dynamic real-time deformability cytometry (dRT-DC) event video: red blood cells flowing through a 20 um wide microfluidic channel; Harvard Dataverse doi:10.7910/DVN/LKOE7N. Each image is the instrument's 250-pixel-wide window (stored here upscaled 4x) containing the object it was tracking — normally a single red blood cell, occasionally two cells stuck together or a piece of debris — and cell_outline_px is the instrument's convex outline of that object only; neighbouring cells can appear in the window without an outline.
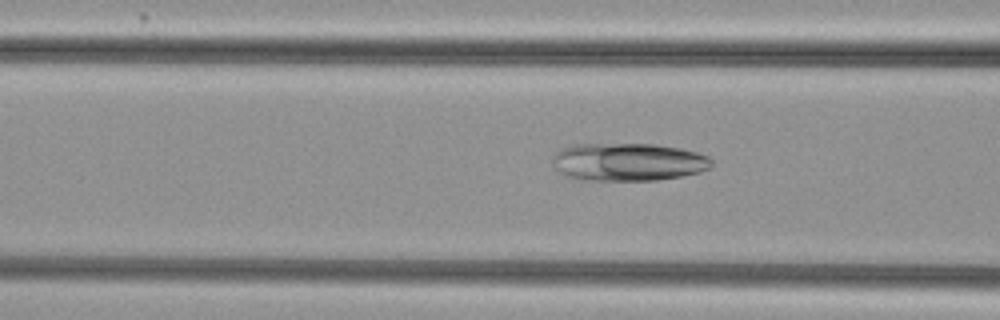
{"species": "common noctule bat (a hibernating species)", "species_latin": "Nyctalus noctula", "temperature_condition": "cold", "stored_images_in_passage": 51, "camera_frame_rate_fps": 3000, "um_per_image_px": 0.085, "animal": {"sex": "female", "body_mass_g": 29.2, "forearm_length_mm": 56.3}, "frame": {"image": 1, "passage_image": 18, "time_ms": 5.667, "image_size_px": [1000, 320], "cell_outline_px": [[712, 164], [708, 168], [700, 172], [680, 176], [656, 180], [580, 180], [568, 176], [560, 172], [556, 168], [552, 160], [552, 156], [560, 148], [572, 144], [656, 144], [680, 148], [696, 152], [708, 156], [712, 160]], "centroid_in_image_um": [53.37, 13.76], "position_along_channel_um": 113.2, "area_um2": 35.2}}
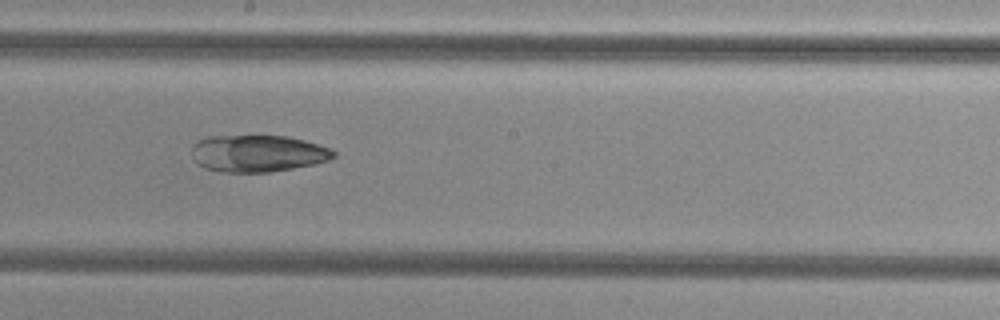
{"frame": {"image": 2, "passage_image": 27, "time_ms": 8.667, "image_size_px": [1000, 320], "cell_outline_px": [[336, 156], [328, 160], [316, 164], [268, 172], [220, 172], [204, 168], [196, 164], [192, 160], [192, 144], [208, 136], [288, 136], [304, 140], [332, 148], [336, 152]], "centroid_in_image_um": [21.9, 13.04], "position_along_channel_um": 226.3, "area_um2": 30.81}}
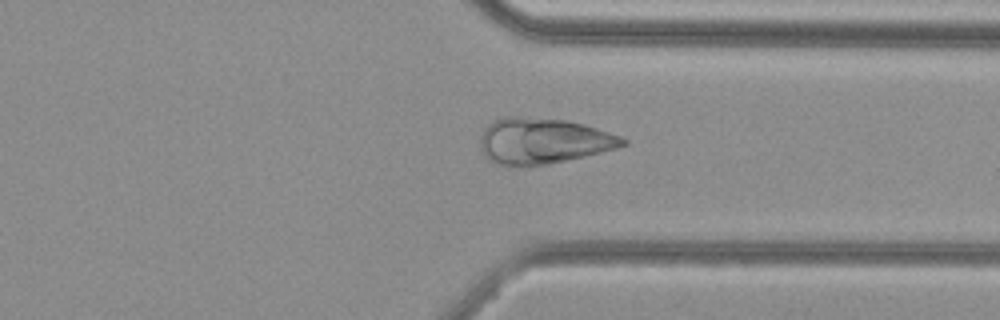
{"frame": {"image": 3, "passage_image": 38, "time_ms": 12.333, "image_size_px": [1000, 320], "cell_outline_px": [[628, 144], [616, 148], [584, 156], [548, 164], [500, 164], [488, 160], [480, 152], [480, 136], [484, 128], [488, 124], [504, 116], [520, 116], [568, 120], [584, 124], [620, 136], [628, 140]], "centroid_in_image_um": [46.14, 11.95], "position_along_channel_um": 365.3, "area_um2": 37.8}}